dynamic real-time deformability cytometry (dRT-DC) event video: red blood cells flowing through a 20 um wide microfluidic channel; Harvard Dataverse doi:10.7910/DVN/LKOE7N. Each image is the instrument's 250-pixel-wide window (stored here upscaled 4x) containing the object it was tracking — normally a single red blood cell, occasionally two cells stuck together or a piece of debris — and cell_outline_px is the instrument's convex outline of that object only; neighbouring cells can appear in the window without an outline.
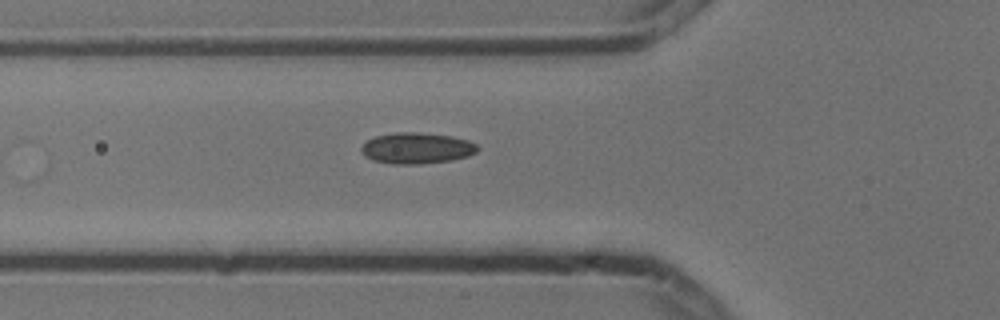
{"species": "common noctule bat (a hibernating species)", "species_latin": "Nyctalus noctula", "temperature_condition": "cold", "stored_images_in_passage": 2, "camera_frame_rate_fps": 3000, "um_per_image_px": 0.085, "animal": {"sex": "male", "body_mass_g": 13.3}, "frame": {"image": 1, "passage_image": 2, "time_ms": 0.333, "image_size_px": [1000, 320], "cell_outline_px": [[480, 148], [476, 152], [468, 156], [452, 160], [420, 164], [392, 164], [372, 160], [364, 156], [360, 152], [360, 148], [368, 140], [376, 136], [396, 132], [420, 132], [452, 136], [468, 140], [476, 144]], "centroid_in_image_um": [35.42, 12.59], "position_along_channel_um": 90.4, "area_um2": 21.21}}